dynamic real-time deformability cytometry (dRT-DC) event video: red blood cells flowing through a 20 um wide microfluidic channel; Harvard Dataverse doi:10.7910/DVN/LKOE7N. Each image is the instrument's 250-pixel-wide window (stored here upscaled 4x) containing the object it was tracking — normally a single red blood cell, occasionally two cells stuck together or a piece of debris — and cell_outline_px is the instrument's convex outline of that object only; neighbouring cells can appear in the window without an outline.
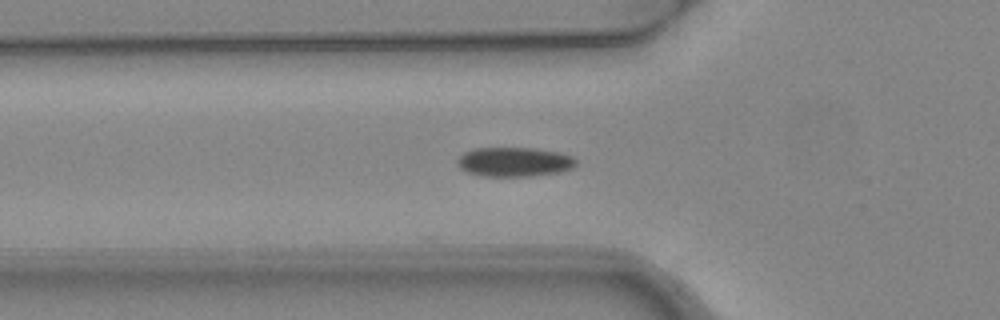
{"species": "common noctule bat (a hibernating species)", "species_latin": "Nyctalus noctula", "temperature_condition": "warm", "stored_images_in_passage": 4, "camera_frame_rate_fps": 3000, "um_per_image_px": 0.085, "animal": {"sex": "female", "body_mass_g": 24.6, "forearm_length_mm": 56.2}, "frame": {"image": 1, "passage_image": 4, "time_ms": 1.0, "image_size_px": [1000, 320], "cell_outline_px": [[576, 164], [572, 168], [560, 172], [528, 176], [484, 176], [464, 172], [456, 164], [456, 160], [464, 152], [476, 148], [532, 148], [560, 152], [572, 156], [576, 160]], "centroid_in_image_um": [43.69, 13.76], "position_along_channel_um": 82.1, "area_um2": 20.4}}